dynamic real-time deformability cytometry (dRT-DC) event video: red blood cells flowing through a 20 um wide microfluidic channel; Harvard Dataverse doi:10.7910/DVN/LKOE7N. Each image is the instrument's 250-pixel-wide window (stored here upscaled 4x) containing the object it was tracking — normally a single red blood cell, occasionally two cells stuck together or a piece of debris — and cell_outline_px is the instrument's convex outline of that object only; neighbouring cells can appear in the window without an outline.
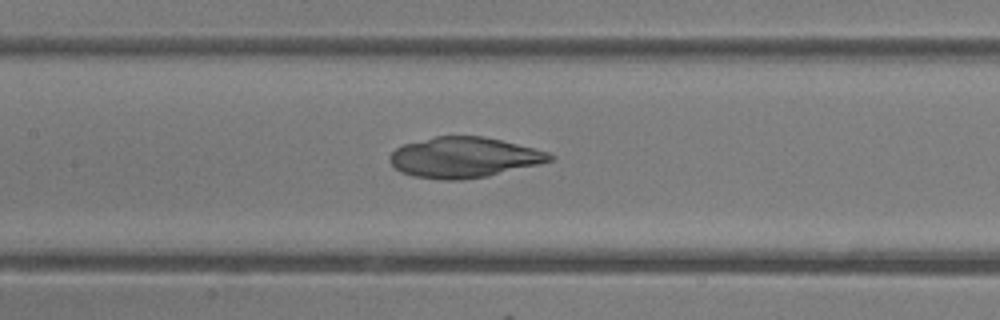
{"species": "common noctule bat (a hibernating species)", "species_latin": "Nyctalus noctula", "temperature_condition": "room temperature", "stored_images_in_passage": 41, "camera_frame_rate_fps": 3000, "um_per_image_px": 0.085, "animal": {"sex": "female"}, "frame": {"image": 1, "passage_image": 15, "time_ms": 4.667, "image_size_px": [1000, 320], "cell_outline_px": [[556, 156], [552, 160], [488, 176], [464, 180], [440, 180], [412, 176], [400, 172], [388, 160], [388, 156], [396, 148], [404, 144], [436, 136], [484, 136], [548, 152]], "centroid_in_image_um": [39.38, 13.39], "position_along_channel_um": 168.0, "area_um2": 37.57}}
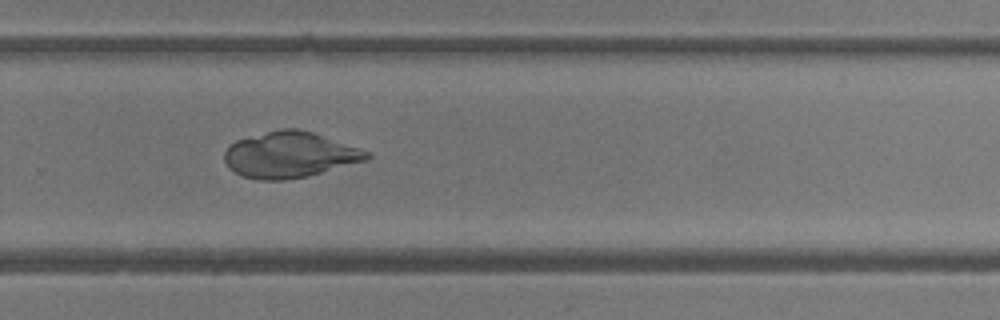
{"frame": {"image": 2, "passage_image": 25, "time_ms": 8.0, "image_size_px": [1000, 320], "cell_outline_px": [[372, 156], [368, 160], [308, 176], [284, 180], [260, 180], [244, 176], [228, 168], [224, 160], [224, 152], [236, 140], [280, 128], [296, 128], [312, 132], [360, 148], [368, 152]], "centroid_in_image_um": [24.64, 13.16], "position_along_channel_um": 305.2, "area_um2": 37.92}}
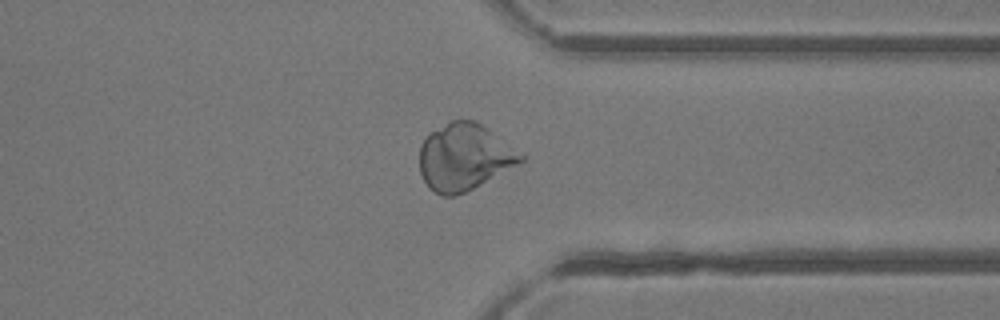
{"frame": {"image": 3, "passage_image": 30, "time_ms": 9.667, "image_size_px": [1000, 320], "cell_outline_px": [[524, 160], [472, 188], [456, 196], [440, 196], [428, 188], [420, 172], [420, 144], [428, 132], [452, 120], [472, 120], [480, 124], [524, 156]], "centroid_in_image_um": [39.37, 13.36], "position_along_channel_um": 372.0, "area_um2": 38.55}}